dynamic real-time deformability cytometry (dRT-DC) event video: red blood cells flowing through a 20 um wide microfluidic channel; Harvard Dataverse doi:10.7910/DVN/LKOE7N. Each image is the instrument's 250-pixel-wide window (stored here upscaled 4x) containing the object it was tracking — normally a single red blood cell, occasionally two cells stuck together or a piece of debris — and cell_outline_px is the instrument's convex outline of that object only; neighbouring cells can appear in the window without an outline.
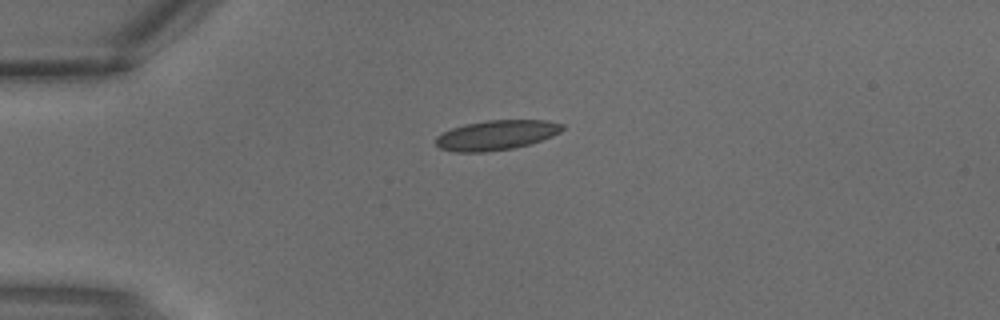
{"species": "common noctule bat (a hibernating species)", "species_latin": "Nyctalus noctula", "temperature_condition": "warm", "stored_images_in_passage": 1, "camera_frame_rate_fps": 3000, "um_per_image_px": 0.085, "animal": {"sex": "male", "body_mass_g": 18.8}, "frame": {"image": 1, "passage_image": 1, "time_ms": 0.0, "image_size_px": [1000, 320], "cell_outline_px": [[564, 128], [560, 132], [552, 136], [528, 144], [512, 148], [484, 152], [456, 152], [440, 148], [436, 144], [436, 136], [452, 128], [464, 124], [488, 120], [548, 120], [564, 124]], "centroid_in_image_um": [42.19, 11.47], "position_along_channel_um": 42.8, "area_um2": 21.85}}